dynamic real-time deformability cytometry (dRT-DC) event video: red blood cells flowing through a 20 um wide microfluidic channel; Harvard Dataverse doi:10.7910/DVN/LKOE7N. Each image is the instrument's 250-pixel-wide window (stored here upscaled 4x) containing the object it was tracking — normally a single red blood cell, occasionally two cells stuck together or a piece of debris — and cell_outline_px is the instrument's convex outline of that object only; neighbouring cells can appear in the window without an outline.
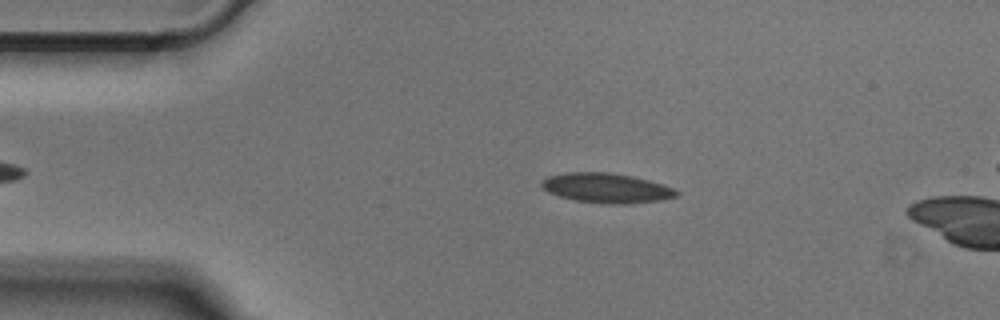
{"species": "Egyptian fruit bat (a non-hibernating species)", "species_latin": "Rousettus aegyptiacus", "temperature_condition": "cold", "stored_images_in_passage": 7, "camera_frame_rate_fps": 3000, "um_per_image_px": 0.085, "animal": {"sex": "male"}, "frame": {"image": 1, "passage_image": 4, "time_ms": 1.0, "image_size_px": [1000, 320], "cell_outline_px": [[680, 192], [676, 196], [664, 200], [624, 204], [608, 204], [576, 200], [560, 196], [548, 192], [540, 184], [540, 180], [548, 176], [564, 172], [608, 172], [632, 176], [648, 180], [676, 188]], "centroid_in_image_um": [51.56, 15.97], "position_along_channel_um": 33.4, "area_um2": 23.47}}